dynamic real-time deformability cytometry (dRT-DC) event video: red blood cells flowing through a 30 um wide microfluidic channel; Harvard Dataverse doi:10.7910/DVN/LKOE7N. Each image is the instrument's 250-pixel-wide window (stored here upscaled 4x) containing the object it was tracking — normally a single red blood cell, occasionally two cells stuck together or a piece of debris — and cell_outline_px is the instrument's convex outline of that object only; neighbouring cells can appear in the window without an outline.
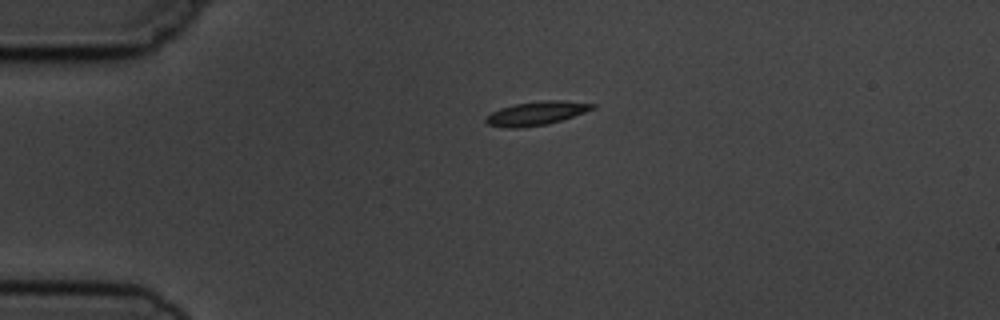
{"species": "common noctule bat (a hibernating species)", "species_latin": "Nyctalus noctula", "temperature_condition": "cold", "stored_images_in_passage": 2, "camera_frame_rate_fps": 3000, "um_per_image_px": 0.085, "animal": {"sex": "male", "body_mass_g": 19.5, "forearm_length_mm": 54.6}, "frame": {"image": 1, "passage_image": 1, "time_ms": 0.0, "image_size_px": [1000, 320], "cell_outline_px": [[596, 108], [548, 124], [520, 128], [508, 128], [488, 124], [484, 120], [492, 112], [500, 108], [516, 104], [544, 100], [564, 100], [596, 104]], "centroid_in_image_um": [45.6, 9.62], "position_along_channel_um": 39.4, "area_um2": 14.57}}